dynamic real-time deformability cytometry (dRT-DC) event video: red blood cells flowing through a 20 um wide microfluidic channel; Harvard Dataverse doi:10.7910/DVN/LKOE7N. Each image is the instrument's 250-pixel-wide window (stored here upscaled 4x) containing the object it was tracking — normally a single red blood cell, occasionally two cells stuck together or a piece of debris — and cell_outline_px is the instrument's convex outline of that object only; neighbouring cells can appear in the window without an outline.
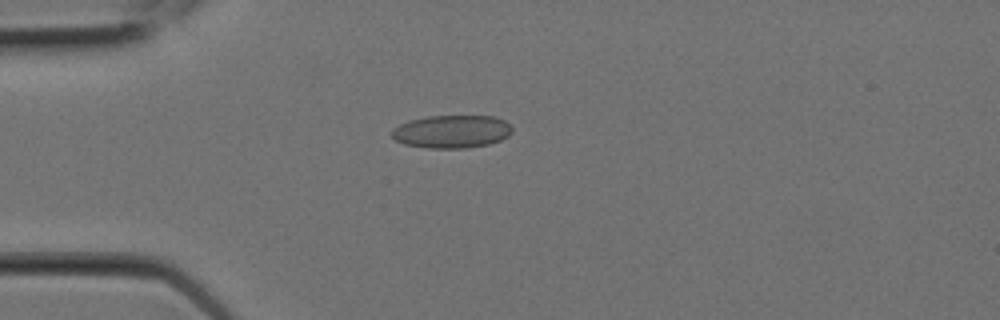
{"species": "Egyptian fruit bat (a non-hibernating species)", "species_latin": "Rousettus aegyptiacus", "temperature_condition": "room temperature", "stored_images_in_passage": 8, "camera_frame_rate_fps": 3000, "um_per_image_px": 0.085, "animal": {"sex": "female"}, "frame": {"image": 1, "passage_image": 5, "time_ms": 1.333, "image_size_px": [1000, 320], "cell_outline_px": [[512, 132], [508, 136], [500, 140], [488, 144], [464, 148], [428, 148], [404, 144], [396, 140], [392, 136], [392, 128], [408, 120], [428, 116], [492, 116], [504, 120], [512, 128]], "centroid_in_image_um": [38.38, 11.18], "position_along_channel_um": 46.6, "area_um2": 23.06}}
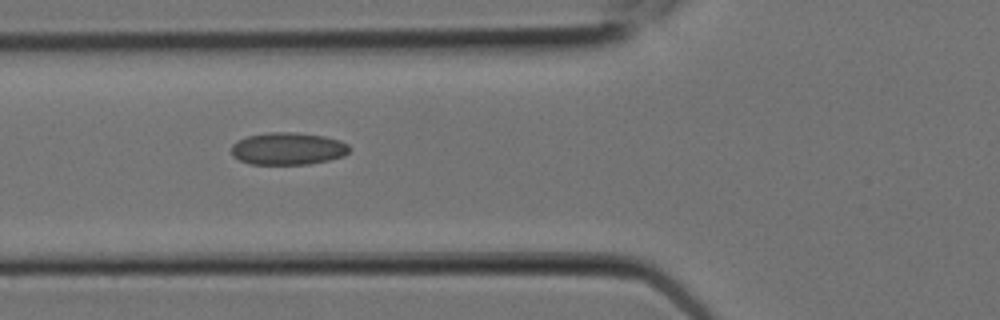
{"frame": {"image": 2, "passage_image": 7, "time_ms": 2.0, "image_size_px": [1000, 320], "cell_outline_px": [[348, 152], [344, 156], [328, 160], [308, 164], [252, 164], [240, 160], [232, 156], [232, 144], [236, 140], [248, 136], [268, 132], [296, 132], [324, 136], [340, 140], [348, 144]], "centroid_in_image_um": [24.46, 12.63], "position_along_channel_um": 101.3, "area_um2": 22.25}}
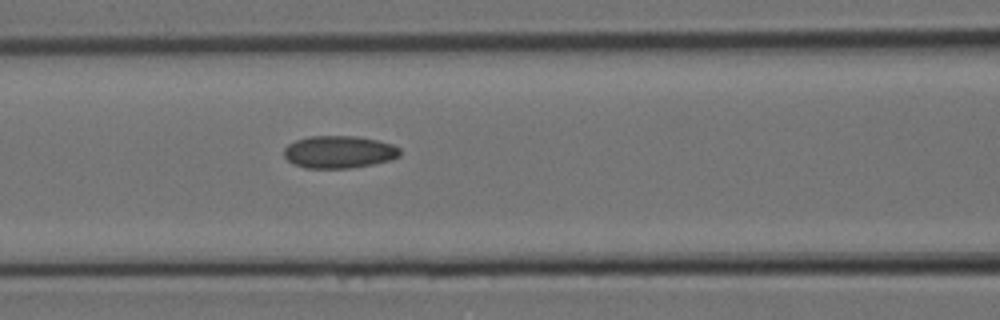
{"frame": {"image": 3, "passage_image": 8, "time_ms": 2.333, "image_size_px": [1000, 320], "cell_outline_px": [[400, 156], [388, 160], [372, 164], [352, 168], [304, 168], [292, 164], [284, 156], [284, 148], [288, 144], [296, 140], [308, 136], [356, 136], [376, 140], [392, 144], [400, 148]], "centroid_in_image_um": [28.78, 12.92], "position_along_channel_um": 137.8, "area_um2": 21.96}}